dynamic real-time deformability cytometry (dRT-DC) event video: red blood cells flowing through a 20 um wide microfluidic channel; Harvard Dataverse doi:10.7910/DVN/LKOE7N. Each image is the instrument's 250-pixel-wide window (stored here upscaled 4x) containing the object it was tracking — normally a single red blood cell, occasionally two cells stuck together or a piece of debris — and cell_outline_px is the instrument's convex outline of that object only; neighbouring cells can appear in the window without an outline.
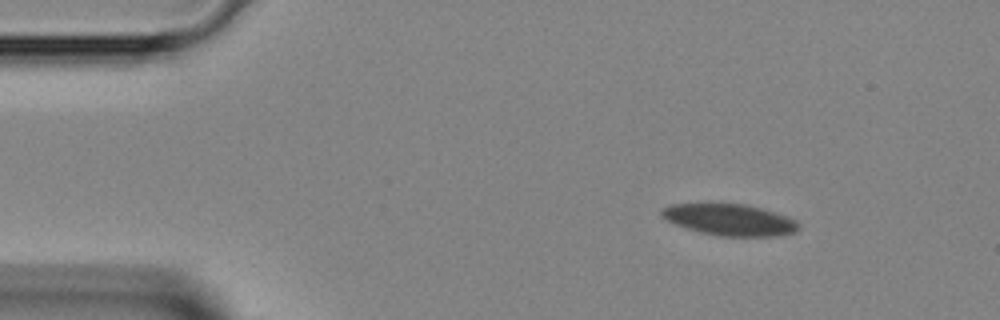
{"species": "Egyptian fruit bat (a non-hibernating species)", "species_latin": "Rousettus aegyptiacus", "temperature_condition": "room temperature", "stored_images_in_passage": 40, "camera_frame_rate_fps": 3000, "um_per_image_px": 0.085, "animal": {"sex": "female"}, "frame": {"image": 1, "passage_image": 1, "time_ms": 0.0, "image_size_px": [1000, 320], "cell_outline_px": [[800, 228], [796, 232], [776, 236], [720, 236], [700, 232], [676, 224], [660, 216], [660, 212], [664, 208], [672, 204], [748, 204], [788, 216], [796, 220], [800, 224]], "centroid_in_image_um": [62.09, 18.68], "position_along_channel_um": 22.9, "area_um2": 25.03}}
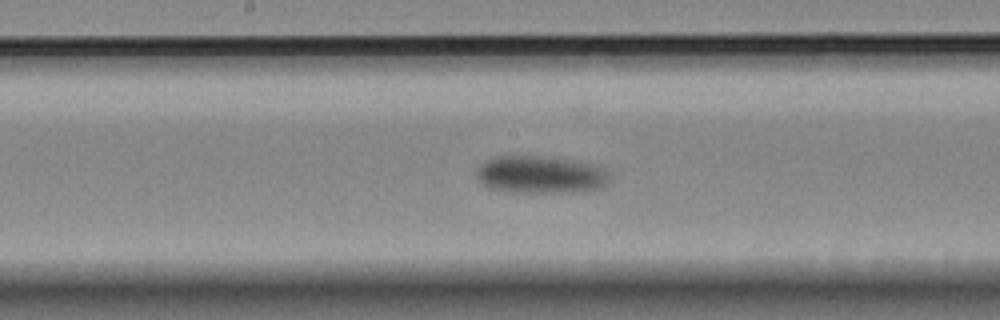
{"frame": {"image": 2, "passage_image": 18, "time_ms": 5.667, "image_size_px": [1000, 320], "cell_outline_px": [[608, 184], [604, 188], [584, 192], [512, 192], [488, 188], [480, 184], [476, 176], [476, 168], [480, 164], [496, 156], [540, 156], [568, 160], [588, 164], [604, 168], [608, 176]], "centroid_in_image_um": [45.91, 14.87], "position_along_channel_um": 202.3, "area_um2": 29.19}}
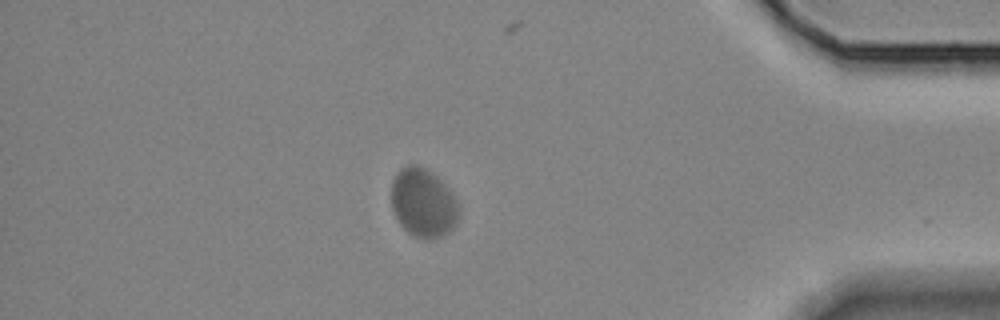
{"frame": {"image": 3, "passage_image": 34, "time_ms": 11.0, "image_size_px": [1000, 320], "cell_outline_px": [[460, 216], [456, 224], [448, 232], [440, 236], [428, 240], [424, 240], [412, 236], [400, 224], [392, 208], [392, 180], [396, 172], [400, 168], [408, 164], [416, 164], [424, 168], [436, 176], [448, 188], [460, 204]], "centroid_in_image_um": [35.99, 17.25], "position_along_channel_um": 399.2, "area_um2": 27.34}}